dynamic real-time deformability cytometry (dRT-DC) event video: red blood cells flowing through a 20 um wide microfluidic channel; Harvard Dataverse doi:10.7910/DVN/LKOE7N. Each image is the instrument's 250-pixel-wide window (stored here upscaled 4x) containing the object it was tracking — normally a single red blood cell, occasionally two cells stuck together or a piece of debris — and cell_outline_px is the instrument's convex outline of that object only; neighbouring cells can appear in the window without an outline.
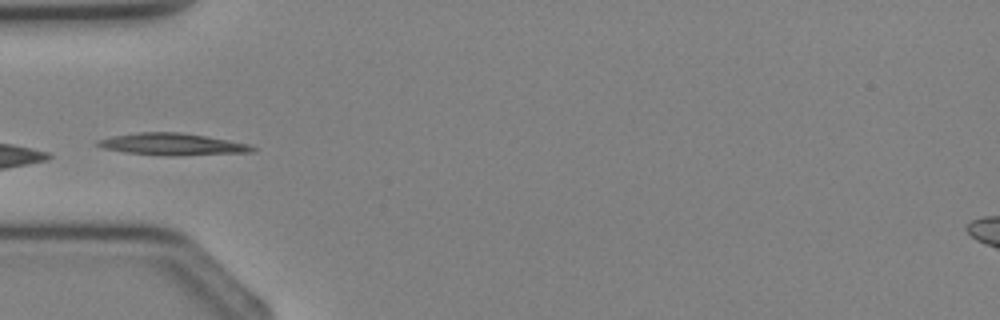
{"species": "Egyptian fruit bat (a non-hibernating species)", "species_latin": "Rousettus aegyptiacus", "temperature_condition": "cold", "stored_images_in_passage": 4, "camera_frame_rate_fps": 3000, "um_per_image_px": 0.085, "animal": {"sex": "female"}, "frame": {"image": 1, "passage_image": 4, "time_ms": 4.333, "image_size_px": [1000, 320], "cell_outline_px": [[256, 152], [124, 152], [104, 148], [96, 144], [96, 140], [112, 136], [136, 132], [180, 132], [228, 140], [248, 144], [256, 148]], "centroid_in_image_um": [14.55, 12.18], "position_along_channel_um": 70.5, "area_um2": 17.8}}